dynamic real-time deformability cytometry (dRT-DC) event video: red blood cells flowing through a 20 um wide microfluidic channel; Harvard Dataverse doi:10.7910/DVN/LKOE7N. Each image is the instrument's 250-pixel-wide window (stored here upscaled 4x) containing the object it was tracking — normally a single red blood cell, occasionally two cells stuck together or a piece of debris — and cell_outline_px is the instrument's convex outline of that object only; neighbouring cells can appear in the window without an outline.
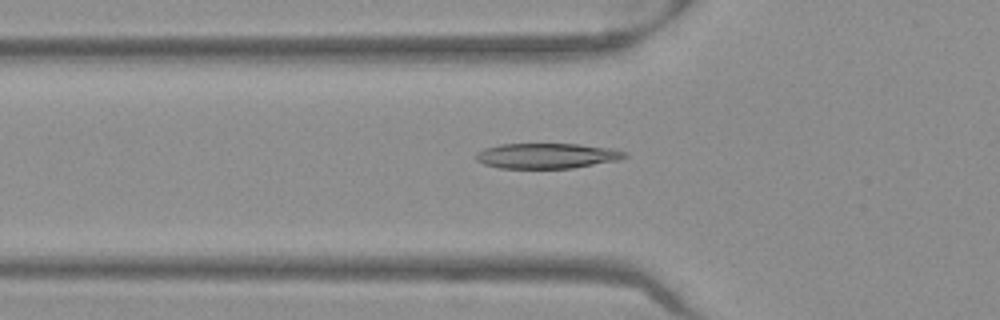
{"species": "Egyptian fruit bat (a non-hibernating species)", "species_latin": "Rousettus aegyptiacus", "temperature_condition": "warm", "stored_images_in_passage": 48, "camera_frame_rate_fps": 3000, "um_per_image_px": 0.085, "frame": {"image": 1, "passage_image": 18, "time_ms": 5.667, "image_size_px": [1000, 320], "cell_outline_px": [[628, 156], [620, 160], [572, 168], [500, 168], [484, 164], [476, 160], [476, 152], [484, 148], [500, 144], [580, 144], [612, 148], [628, 152]], "centroid_in_image_um": [46.51, 13.24], "position_along_channel_um": 79.3, "area_um2": 22.08}}
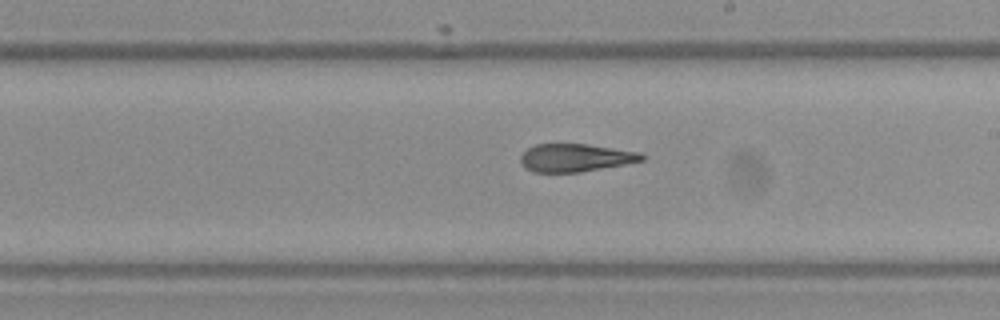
{"frame": {"image": 2, "passage_image": 30, "time_ms": 9.667, "image_size_px": [1000, 320], "cell_outline_px": [[644, 160], [624, 164], [580, 172], [532, 172], [524, 168], [520, 160], [520, 156], [528, 148], [536, 144], [588, 144], [640, 152], [644, 156]], "centroid_in_image_um": [48.88, 13.41], "position_along_channel_um": 240.1, "area_um2": 19.65}}
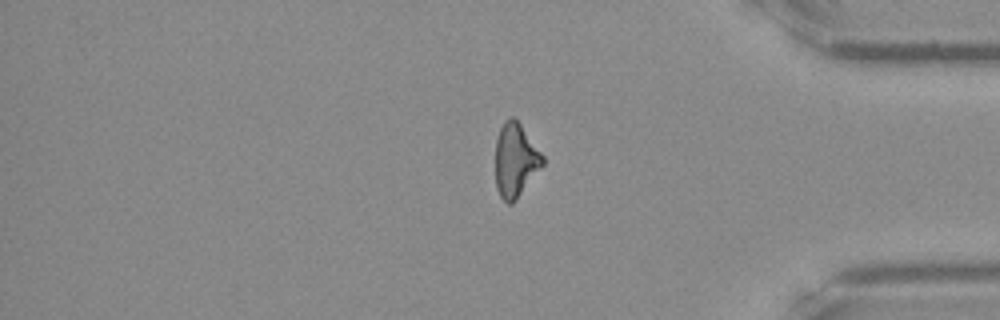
{"frame": {"image": 3, "passage_image": 43, "time_ms": 14.0, "image_size_px": [1000, 320], "cell_outline_px": [[544, 164], [516, 200], [512, 204], [508, 204], [500, 196], [496, 188], [496, 140], [500, 128], [504, 120], [508, 116], [512, 116], [520, 124], [544, 156]], "centroid_in_image_um": [43.81, 13.62], "position_along_channel_um": 391.4, "area_um2": 20.23}}